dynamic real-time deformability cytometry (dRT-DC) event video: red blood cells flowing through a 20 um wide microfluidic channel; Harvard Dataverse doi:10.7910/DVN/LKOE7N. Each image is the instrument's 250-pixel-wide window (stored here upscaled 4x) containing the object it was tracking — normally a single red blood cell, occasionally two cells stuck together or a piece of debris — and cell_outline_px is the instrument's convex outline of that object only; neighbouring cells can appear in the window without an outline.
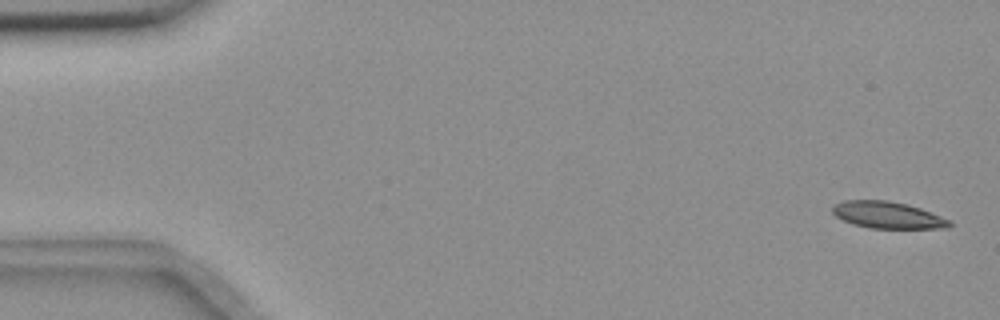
{"species": "common noctule bat (a hibernating species)", "species_latin": "Nyctalus noctula", "temperature_condition": "room temperature", "stored_images_in_passage": 57, "segment_of_instrument_passage": [1, 2], "camera_frame_rate_fps": 3000, "um_per_image_px": 0.085, "animal": {"sex": "female", "body_mass_g": 18.4}, "frame": {"image": 1, "passage_image": 2, "time_ms": 0.333, "image_size_px": [1000, 320], "cell_outline_px": [[952, 224], [948, 228], [872, 228], [852, 224], [836, 216], [832, 212], [832, 204], [844, 200], [888, 200], [908, 204], [920, 208], [952, 220]], "centroid_in_image_um": [75.45, 18.27], "position_along_channel_um": 9.5, "area_um2": 18.38}}
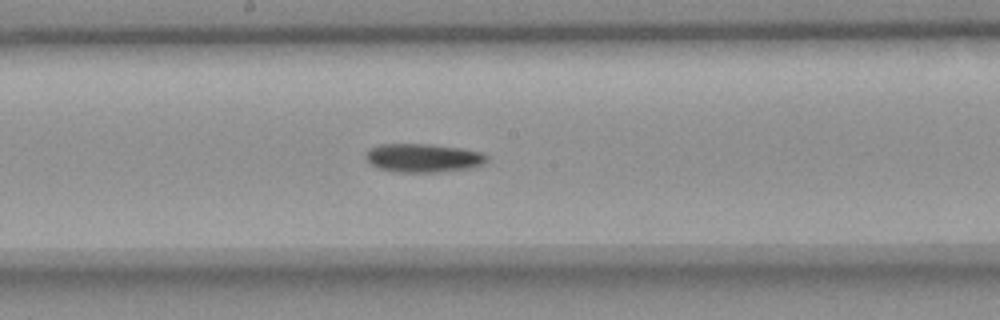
{"frame": {"image": 2, "passage_image": 30, "time_ms": 9.667, "image_size_px": [1000, 320], "cell_outline_px": [[488, 160], [484, 164], [468, 168], [436, 172], [396, 172], [380, 168], [372, 164], [364, 156], [368, 148], [380, 144], [428, 144], [460, 148], [480, 152], [488, 156]], "centroid_in_image_um": [35.96, 13.42], "position_along_channel_um": 212.2, "area_um2": 20.06}}
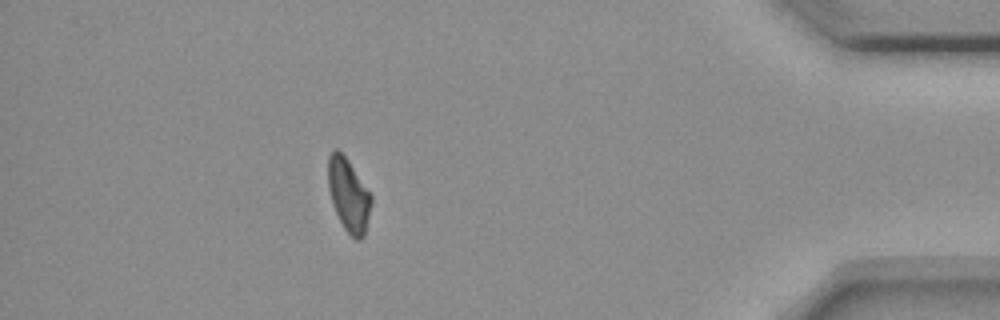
{"frame": {"image": 3, "passage_image": 50, "time_ms": 16.333, "image_size_px": [1000, 320], "cell_outline_px": [[372, 204], [364, 236], [360, 240], [356, 240], [344, 228], [332, 204], [328, 188], [328, 156], [332, 148], [336, 148], [348, 160], [372, 196]], "centroid_in_image_um": [29.62, 16.57], "position_along_channel_um": 405.6, "area_um2": 18.32}}